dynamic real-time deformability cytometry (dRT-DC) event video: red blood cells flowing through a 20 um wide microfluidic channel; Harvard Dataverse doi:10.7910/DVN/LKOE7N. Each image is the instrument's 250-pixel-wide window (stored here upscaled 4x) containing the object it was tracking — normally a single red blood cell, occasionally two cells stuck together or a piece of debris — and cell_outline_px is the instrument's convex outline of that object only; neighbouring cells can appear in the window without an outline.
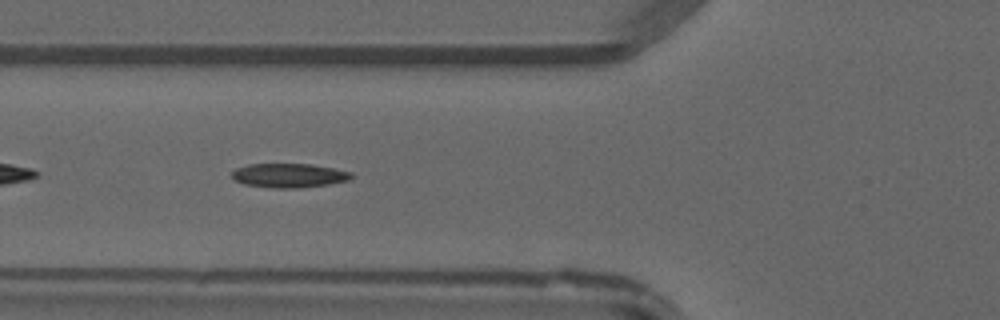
{"species": "common noctule bat (a hibernating species)", "species_latin": "Nyctalus noctula", "temperature_condition": "warm", "stored_images_in_passage": 31, "camera_frame_rate_fps": 3000, "um_per_image_px": 0.085, "animal": {"sex": "male", "forearm_length_mm": 52.5}, "frame": {"image": 1, "passage_image": 5, "time_ms": 1.333, "image_size_px": [1000, 320], "cell_outline_px": [[352, 176], [348, 180], [328, 184], [300, 188], [272, 188], [244, 184], [236, 180], [232, 176], [232, 172], [236, 168], [248, 164], [312, 164], [352, 172]], "centroid_in_image_um": [24.55, 14.91], "position_along_channel_um": 101.2, "area_um2": 16.7}}
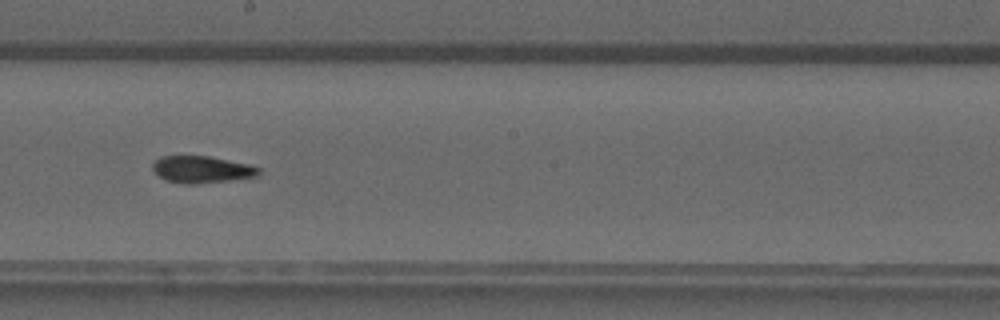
{"frame": {"image": 2, "passage_image": 14, "time_ms": 4.333, "image_size_px": [1000, 320], "cell_outline_px": [[260, 172], [256, 176], [228, 180], [192, 184], [184, 184], [164, 180], [152, 168], [152, 164], [160, 156], [208, 156], [248, 164], [260, 168]], "centroid_in_image_um": [17.12, 14.4], "position_along_channel_um": 231.1, "area_um2": 16.42}}